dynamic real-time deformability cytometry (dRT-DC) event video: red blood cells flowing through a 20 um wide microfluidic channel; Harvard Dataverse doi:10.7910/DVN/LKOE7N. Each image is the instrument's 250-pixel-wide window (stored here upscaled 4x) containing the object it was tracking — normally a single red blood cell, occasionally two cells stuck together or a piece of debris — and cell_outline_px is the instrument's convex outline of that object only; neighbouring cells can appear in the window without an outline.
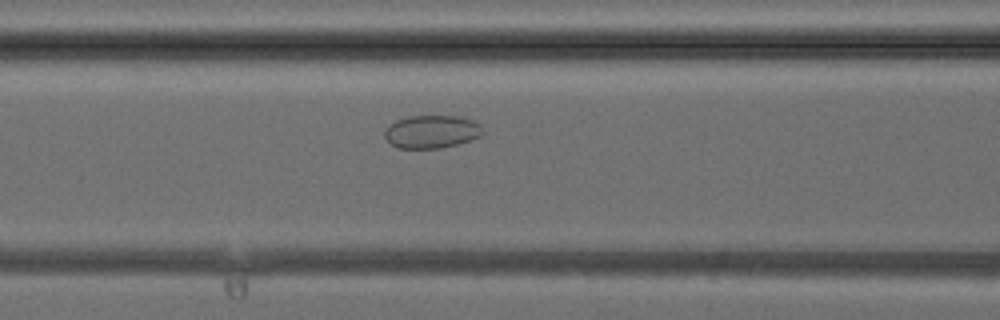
{"species": "common noctule bat (a hibernating species)", "species_latin": "Nyctalus noctula", "temperature_condition": "cold", "stored_images_in_passage": 37, "camera_frame_rate_fps": 3000, "um_per_image_px": 0.085, "animal": {"sex": "female", "body_mass_g": 24.6, "forearm_length_mm": 56.2}, "frame": {"image": 1, "passage_image": 14, "time_ms": 4.333, "image_size_px": [1000, 320], "cell_outline_px": [[484, 132], [480, 136], [456, 144], [440, 148], [396, 148], [384, 136], [384, 128], [396, 120], [408, 116], [460, 116], [472, 120], [480, 124]], "centroid_in_image_um": [36.67, 11.18], "position_along_channel_um": 129.9, "area_um2": 18.84}}
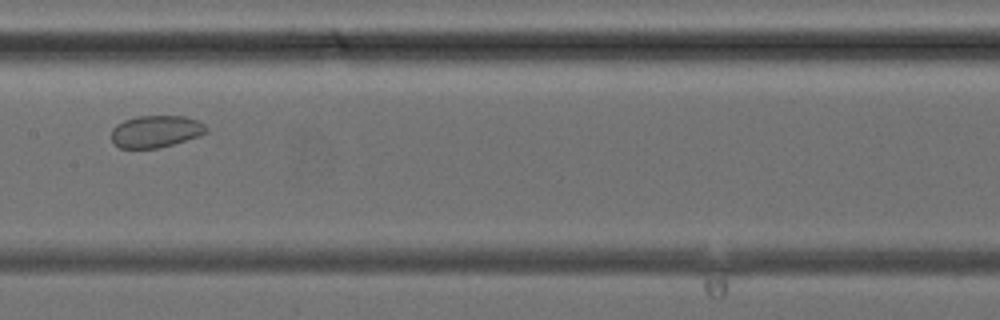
{"frame": {"image": 2, "passage_image": 18, "time_ms": 5.667, "image_size_px": [1000, 320], "cell_outline_px": [[208, 132], [172, 144], [156, 148], [120, 148], [112, 144], [112, 128], [116, 124], [124, 120], [136, 116], [184, 116], [196, 120], [204, 124], [208, 128]], "centroid_in_image_um": [13.2, 11.16], "position_along_channel_um": 194.2, "area_um2": 17.63}}
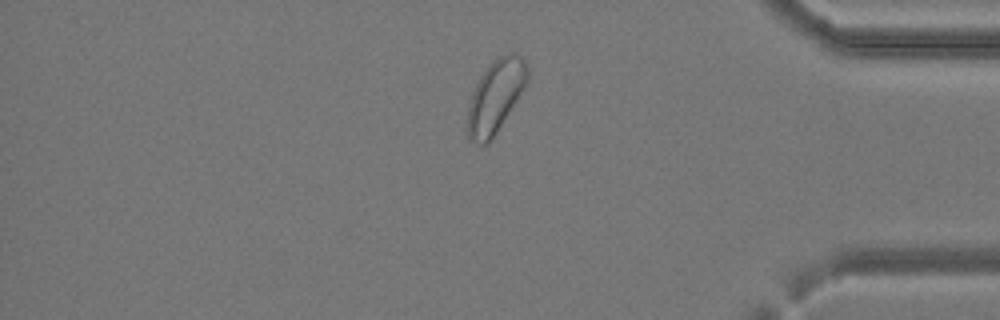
{"frame": {"image": 3, "passage_image": 32, "time_ms": 10.333, "image_size_px": [1000, 320], "cell_outline_px": [[528, 80], [524, 88], [496, 132], [488, 144], [480, 144], [468, 140], [468, 104], [472, 92], [480, 76], [492, 60], [504, 52], [516, 52], [524, 60], [528, 68]], "centroid_in_image_um": [42.12, 8.14], "position_along_channel_um": 393.1, "area_um2": 25.26}}